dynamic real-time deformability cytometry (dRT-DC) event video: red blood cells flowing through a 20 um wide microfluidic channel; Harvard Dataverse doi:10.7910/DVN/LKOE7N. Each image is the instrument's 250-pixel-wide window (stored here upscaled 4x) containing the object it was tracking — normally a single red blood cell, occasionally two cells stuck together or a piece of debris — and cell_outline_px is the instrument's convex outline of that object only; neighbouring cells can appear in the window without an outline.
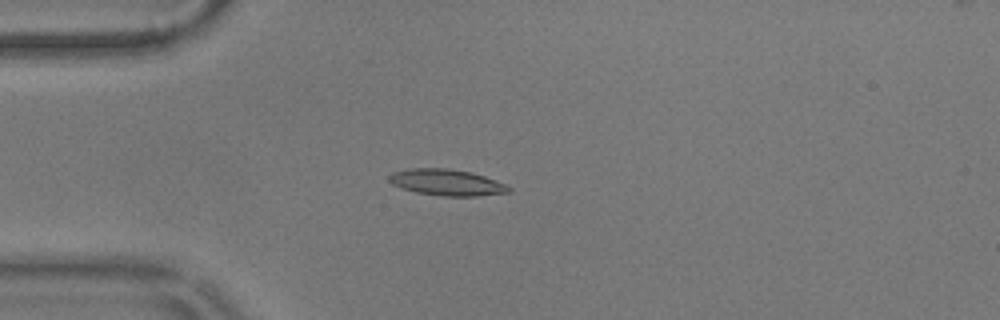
{"species": "common noctule bat (a hibernating species)", "species_latin": "Nyctalus noctula", "temperature_condition": "warm", "stored_images_in_passage": 38, "camera_frame_rate_fps": 3000, "um_per_image_px": 0.085, "animal": {"sex": "male", "body_mass_g": 17.9}, "frame": {"image": 1, "passage_image": 2, "time_ms": 0.333, "image_size_px": [1000, 320], "cell_outline_px": [[512, 192], [476, 196], [444, 196], [416, 192], [392, 184], [388, 180], [388, 176], [392, 172], [408, 168], [448, 168], [472, 172], [484, 176], [504, 184], [512, 188]], "centroid_in_image_um": [37.97, 15.5], "position_along_channel_um": 47.0, "area_um2": 18.32}}
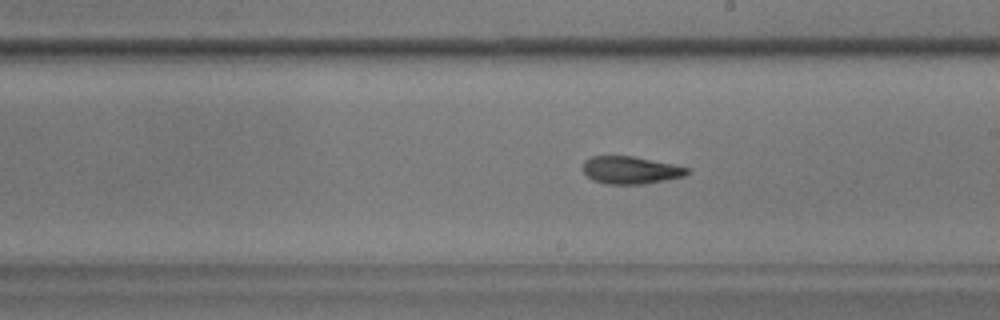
{"frame": {"image": 2, "passage_image": 19, "time_ms": 6.0, "image_size_px": [1000, 320], "cell_outline_px": [[688, 172], [684, 176], [644, 184], [604, 184], [592, 180], [584, 172], [584, 160], [592, 156], [632, 156], [672, 164], [688, 168]], "centroid_in_image_um": [53.56, 14.46], "position_along_channel_um": 235.4, "area_um2": 16.53}}
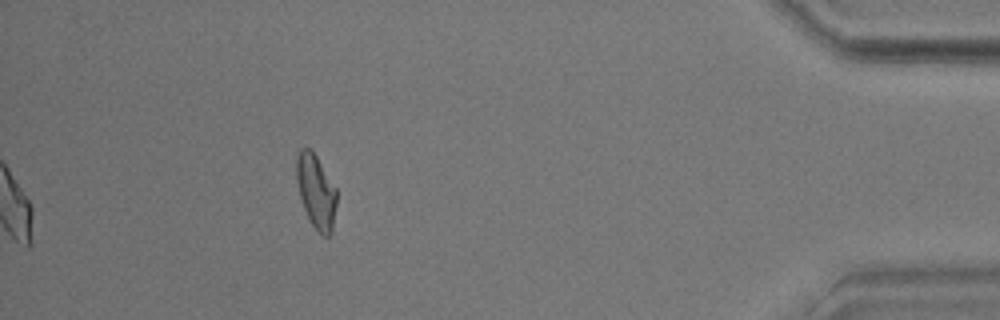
{"frame": {"image": 3, "passage_image": 38, "time_ms": 12.333, "image_size_px": [1000, 320], "cell_outline_px": [[336, 204], [332, 232], [328, 236], [320, 236], [316, 232], [304, 208], [300, 196], [296, 180], [296, 156], [300, 148], [312, 148], [336, 188]], "centroid_in_image_um": [26.86, 16.26], "position_along_channel_um": 408.3, "area_um2": 17.46}, "authors_computed_cell_mechanics": {"area_um2": 16.9643, "velocity_mm_per_s": 3.5786, "shape_relaxation_time_tau1_ms": null, "shape_relaxation_time_tau2_ms": 2.8333, "deformation_change_tau1": null, "deformation_change_tau2": 0.0947}}